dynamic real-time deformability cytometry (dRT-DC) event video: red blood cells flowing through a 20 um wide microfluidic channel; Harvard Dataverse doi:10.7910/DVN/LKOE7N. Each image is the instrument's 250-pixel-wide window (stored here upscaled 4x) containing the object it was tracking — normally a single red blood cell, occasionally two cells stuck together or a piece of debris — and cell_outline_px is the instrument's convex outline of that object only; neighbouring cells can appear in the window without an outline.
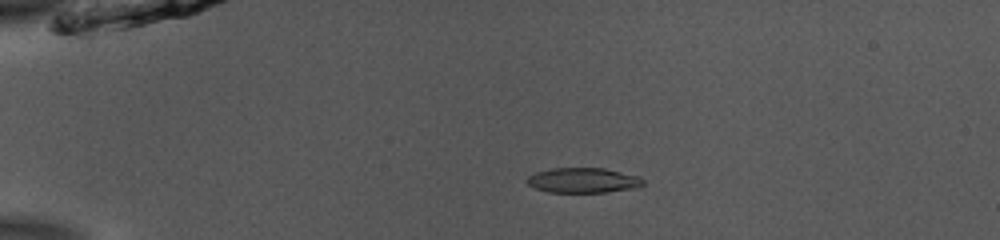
{"species": "common noctule bat (a hibernating species)", "species_latin": "Nyctalus noctula", "temperature_condition": "room temperature", "stored_images_in_passage": 41, "camera_frame_rate_fps": 3000, "um_per_image_px": 0.085, "animal": {"sex": "male", "body_mass_g": 13.0, "forearm_length_mm": 53.1}, "frame": {"image": 1, "passage_image": 1, "time_ms": 0.0, "image_size_px": [1000, 240], "cell_outline_px": [[644, 184], [640, 188], [604, 192], [548, 192], [536, 188], [528, 184], [528, 176], [536, 172], [552, 168], [604, 168], [640, 176], [644, 180]], "centroid_in_image_um": [49.63, 15.33], "position_along_channel_um": 35.4, "area_um2": 16.99}}
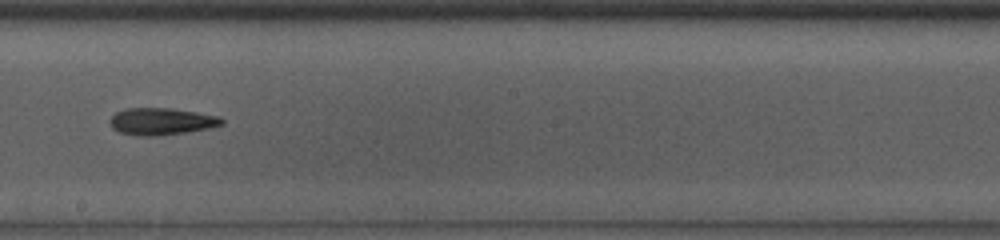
{"frame": {"image": 2, "passage_image": 20, "time_ms": 6.333, "image_size_px": [1000, 240], "cell_outline_px": [[224, 124], [208, 128], [184, 132], [156, 136], [136, 136], [120, 132], [112, 128], [108, 120], [116, 112], [124, 108], [172, 108], [220, 116], [224, 120]], "centroid_in_image_um": [13.7, 10.31], "position_along_channel_um": 234.5, "area_um2": 17.69}}
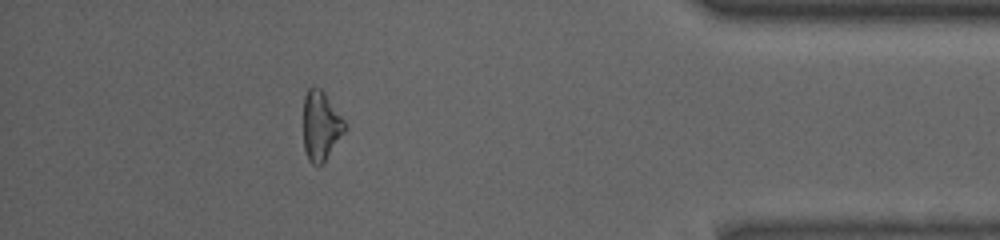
{"frame": {"image": 3, "passage_image": 36, "time_ms": 11.667, "image_size_px": [1000, 240], "cell_outline_px": [[344, 132], [324, 160], [320, 164], [312, 164], [308, 160], [304, 148], [304, 96], [308, 88], [312, 84], [320, 88], [324, 92], [344, 120]], "centroid_in_image_um": [27.23, 10.64], "position_along_channel_um": 408.0, "area_um2": 16.36}, "authors_computed_cell_mechanics": {"area_um2": 17.34, "velocity_mm_per_s": 3.9068, "shape_relaxation_time_tau1_ms": 3.6076, "shape_relaxation_time_tau2_ms": 10.5955, "deformation_change_tau1": 0.1128, "deformation_change_tau2": 0.266}}